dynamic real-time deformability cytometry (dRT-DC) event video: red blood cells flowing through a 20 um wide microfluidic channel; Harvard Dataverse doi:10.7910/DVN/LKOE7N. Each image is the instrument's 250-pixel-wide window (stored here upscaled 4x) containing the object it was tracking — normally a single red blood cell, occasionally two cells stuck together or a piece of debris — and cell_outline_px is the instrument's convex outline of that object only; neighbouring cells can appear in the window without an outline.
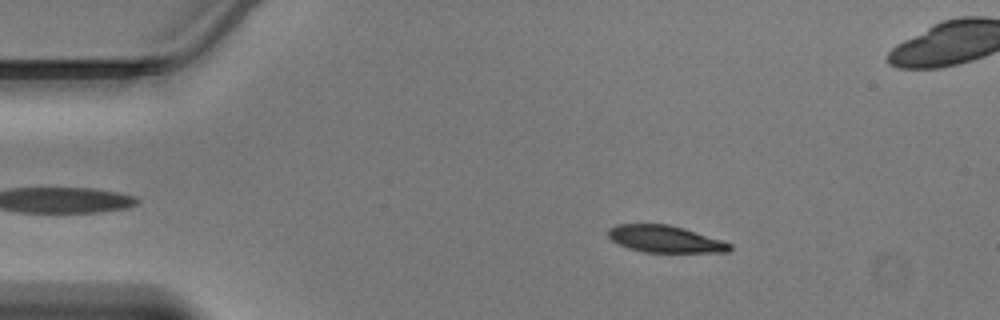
{"species": "Egyptian fruit bat (a non-hibernating species)", "species_latin": "Rousettus aegyptiacus", "temperature_condition": "warm", "stored_images_in_passage": 40, "camera_frame_rate_fps": 3000, "um_per_image_px": 0.085, "animal": {"sex": "male"}, "frame": {"image": 1, "passage_image": 8, "time_ms": 2.333, "image_size_px": [1000, 320], "cell_outline_px": [[732, 248], [728, 252], [644, 252], [628, 248], [612, 240], [608, 236], [608, 228], [616, 224], [668, 224], [684, 228], [732, 244]], "centroid_in_image_um": [56.51, 20.31], "position_along_channel_um": 28.5, "area_um2": 18.96}}
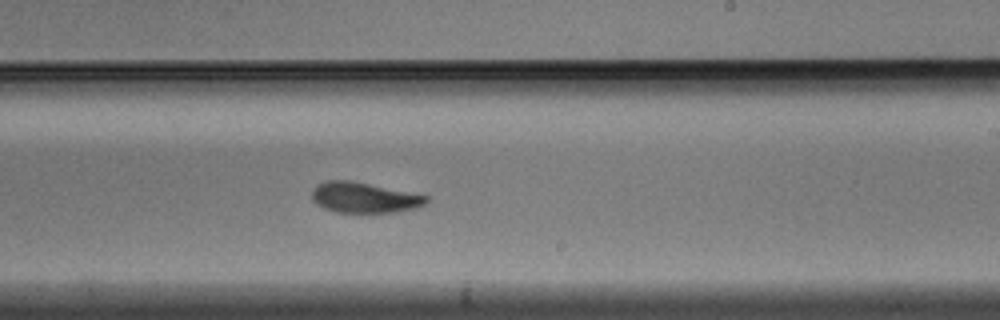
{"frame": {"image": 2, "passage_image": 28, "time_ms": 9.0, "image_size_px": [1000, 320], "cell_outline_px": [[428, 200], [424, 204], [416, 208], [396, 212], [336, 212], [324, 208], [316, 204], [312, 200], [312, 188], [316, 184], [328, 180], [348, 180], [428, 196]], "centroid_in_image_um": [30.9, 16.8], "position_along_channel_um": 258.1, "area_um2": 20.11}}
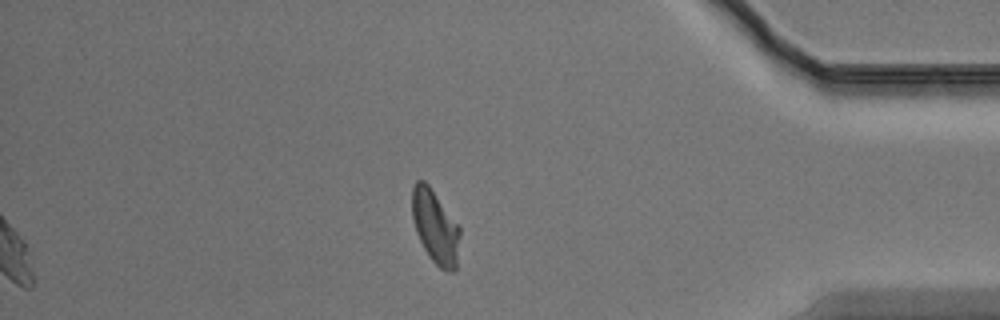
{"frame": {"image": 3, "passage_image": 40, "time_ms": 13.0, "image_size_px": [1000, 320], "cell_outline_px": [[460, 236], [456, 268], [452, 272], [440, 268], [428, 256], [416, 232], [412, 216], [412, 188], [416, 180], [424, 180], [428, 184], [460, 228]], "centroid_in_image_um": [36.98, 19.28], "position_along_channel_um": 398.2, "area_um2": 20.23}}